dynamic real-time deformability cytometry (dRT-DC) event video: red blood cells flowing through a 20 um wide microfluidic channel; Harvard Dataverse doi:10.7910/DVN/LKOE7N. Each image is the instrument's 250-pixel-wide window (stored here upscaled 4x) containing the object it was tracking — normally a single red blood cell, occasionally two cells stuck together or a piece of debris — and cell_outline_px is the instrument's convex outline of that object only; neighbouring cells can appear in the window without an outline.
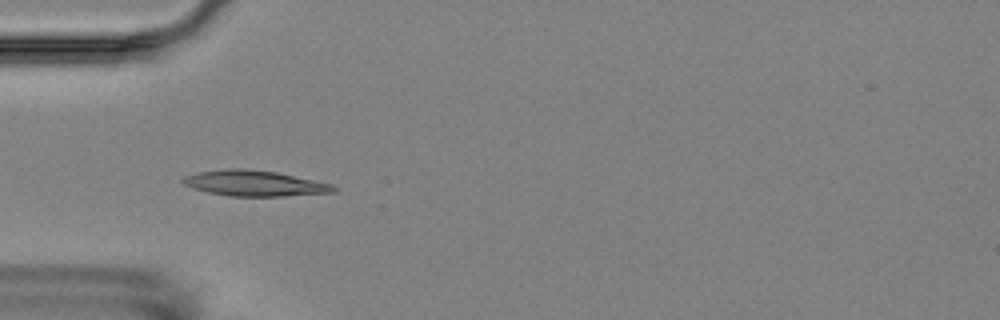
{"species": "Egyptian fruit bat (a non-hibernating species)", "species_latin": "Rousettus aegyptiacus", "temperature_condition": "room temperature", "stored_images_in_passage": 2, "camera_frame_rate_fps": 3000, "um_per_image_px": 0.085, "animal": {"sex": "female"}, "frame": {"image": 1, "passage_image": 1, "time_ms": 0.0, "image_size_px": [1000, 320], "cell_outline_px": [[336, 192], [284, 196], [228, 196], [208, 192], [192, 188], [184, 184], [180, 180], [184, 176], [196, 172], [228, 168], [244, 168], [276, 172], [332, 184], [336, 188]], "centroid_in_image_um": [21.59, 15.57], "position_along_channel_um": 63.4, "area_um2": 22.54}}
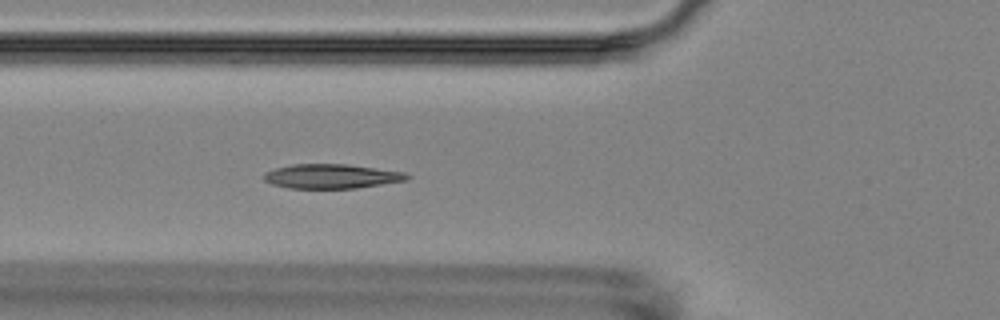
{"frame": {"image": 2, "passage_image": 2, "time_ms": 1.0, "image_size_px": [1000, 320], "cell_outline_px": [[412, 176], [408, 180], [356, 188], [288, 188], [272, 184], [264, 180], [264, 172], [276, 168], [292, 164], [348, 164], [404, 172]], "centroid_in_image_um": [28.19, 14.98], "position_along_channel_um": 97.6, "area_um2": 20.35}}